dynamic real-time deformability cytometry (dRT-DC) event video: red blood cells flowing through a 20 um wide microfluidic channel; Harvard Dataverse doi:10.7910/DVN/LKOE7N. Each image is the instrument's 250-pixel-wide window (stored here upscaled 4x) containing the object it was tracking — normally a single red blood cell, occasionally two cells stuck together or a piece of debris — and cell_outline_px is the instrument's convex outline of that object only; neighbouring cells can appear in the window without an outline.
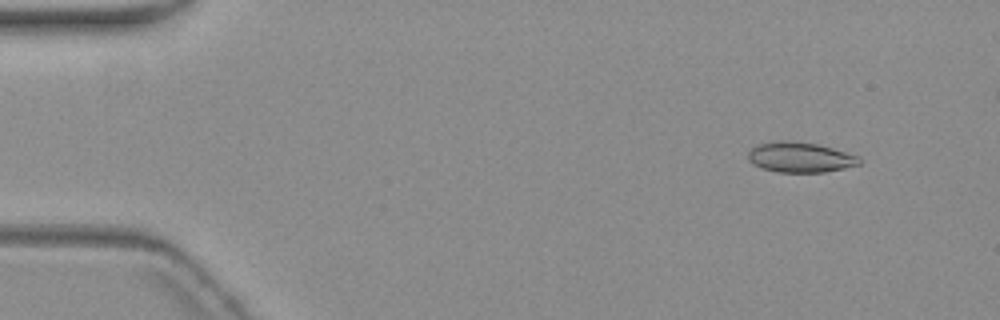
{"species": "common noctule bat (a hibernating species)", "species_latin": "Nyctalus noctula", "temperature_condition": "warm", "stored_images_in_passage": 6, "camera_frame_rate_fps": 3000, "um_per_image_px": 0.085, "animal": {"sex": "female", "body_mass_g": 19.3, "forearm_length_mm": 54.1}, "frame": {"image": 1, "passage_image": 2, "time_ms": 1.333, "image_size_px": [1000, 320], "cell_outline_px": [[864, 160], [860, 164], [844, 168], [824, 172], [776, 172], [760, 168], [752, 164], [748, 160], [748, 152], [756, 144], [780, 140], [784, 140], [820, 144], [860, 156]], "centroid_in_image_um": [68.02, 13.36], "position_along_channel_um": 17.0, "area_um2": 19.94}}